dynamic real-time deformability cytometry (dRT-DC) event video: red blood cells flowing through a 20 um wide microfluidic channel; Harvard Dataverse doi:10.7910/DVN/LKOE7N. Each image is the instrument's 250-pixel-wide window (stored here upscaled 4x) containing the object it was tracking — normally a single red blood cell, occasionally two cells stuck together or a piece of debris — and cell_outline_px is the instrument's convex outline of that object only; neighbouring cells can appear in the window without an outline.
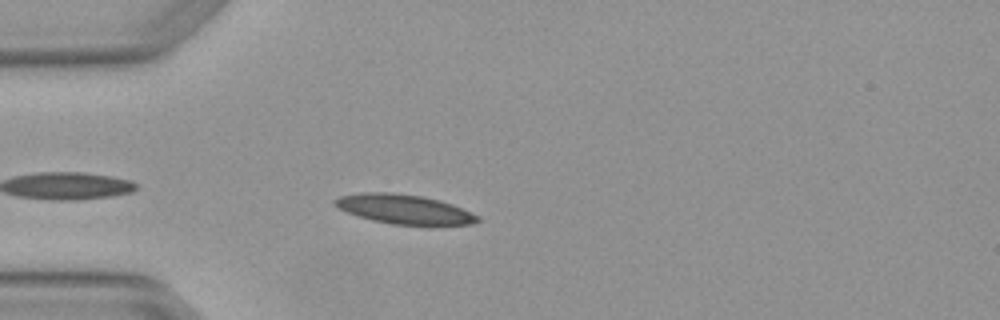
{"species": "Egyptian fruit bat (a non-hibernating species)", "species_latin": "Rousettus aegyptiacus", "temperature_condition": "warm", "stored_images_in_passage": 3, "camera_frame_rate_fps": 3000, "um_per_image_px": 0.085, "animal": {"sex": "female"}, "frame": {"image": 1, "passage_image": 3, "time_ms": 0.667, "image_size_px": [1000, 320], "cell_outline_px": [[480, 220], [472, 224], [392, 224], [372, 220], [336, 208], [332, 204], [332, 200], [340, 196], [360, 192], [392, 192], [420, 196], [440, 200], [452, 204], [480, 216]], "centroid_in_image_um": [34.3, 17.76], "position_along_channel_um": 50.7, "area_um2": 24.28}}